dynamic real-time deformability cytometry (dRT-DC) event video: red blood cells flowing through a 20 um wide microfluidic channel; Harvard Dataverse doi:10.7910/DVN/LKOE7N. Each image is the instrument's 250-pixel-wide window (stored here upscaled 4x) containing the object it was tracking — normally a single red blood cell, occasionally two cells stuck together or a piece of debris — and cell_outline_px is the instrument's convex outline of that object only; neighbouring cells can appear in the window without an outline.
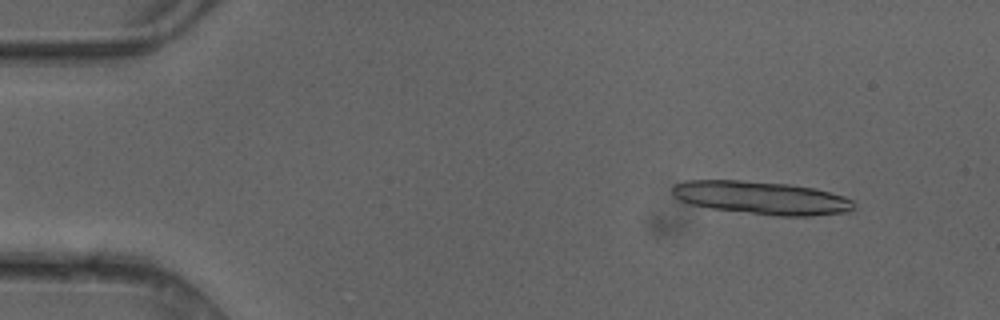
{"species": "common noctule bat (a hibernating species)", "species_latin": "Nyctalus noctula", "temperature_condition": "cold", "stored_images_in_passage": 4, "camera_frame_rate_fps": 3000, "um_per_image_px": 0.085, "animal": {"sex": "female"}, "frame": {"image": 1, "passage_image": 1, "time_ms": 0.0, "image_size_px": [1000, 320], "cell_outline_px": [[856, 208], [848, 212], [812, 216], [780, 216], [712, 208], [692, 204], [680, 200], [672, 192], [672, 188], [676, 184], [688, 180], [740, 180], [788, 184], [816, 188], [844, 196], [852, 200], [856, 204]], "centroid_in_image_um": [64.81, 16.81], "position_along_channel_um": 20.2, "area_um2": 34.85}}